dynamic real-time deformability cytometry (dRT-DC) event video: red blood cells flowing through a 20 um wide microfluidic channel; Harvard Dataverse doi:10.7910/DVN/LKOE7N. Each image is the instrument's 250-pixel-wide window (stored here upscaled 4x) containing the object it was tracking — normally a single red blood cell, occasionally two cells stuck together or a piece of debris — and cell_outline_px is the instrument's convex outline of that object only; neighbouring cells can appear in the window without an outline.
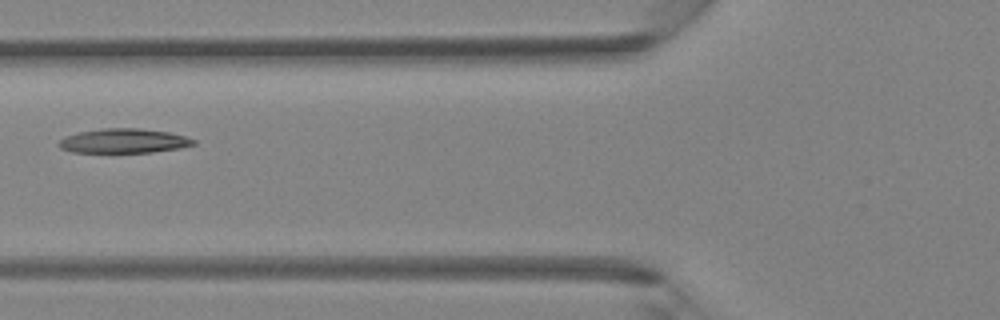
{"species": "Egyptian fruit bat (a non-hibernating species)", "species_latin": "Rousettus aegyptiacus", "temperature_condition": "room temperature", "stored_images_in_passage": 5, "camera_frame_rate_fps": 3000, "um_per_image_px": 0.085, "animal": {"sex": "female"}, "frame": {"image": 1, "passage_image": 5, "time_ms": 4.667, "image_size_px": [1000, 320], "cell_outline_px": [[196, 144], [180, 148], [152, 152], [72, 152], [60, 148], [56, 144], [64, 136], [80, 132], [104, 128], [140, 128], [168, 132], [184, 136], [196, 140]], "centroid_in_image_um": [10.51, 11.97], "position_along_channel_um": 115.3, "area_um2": 19.13}}